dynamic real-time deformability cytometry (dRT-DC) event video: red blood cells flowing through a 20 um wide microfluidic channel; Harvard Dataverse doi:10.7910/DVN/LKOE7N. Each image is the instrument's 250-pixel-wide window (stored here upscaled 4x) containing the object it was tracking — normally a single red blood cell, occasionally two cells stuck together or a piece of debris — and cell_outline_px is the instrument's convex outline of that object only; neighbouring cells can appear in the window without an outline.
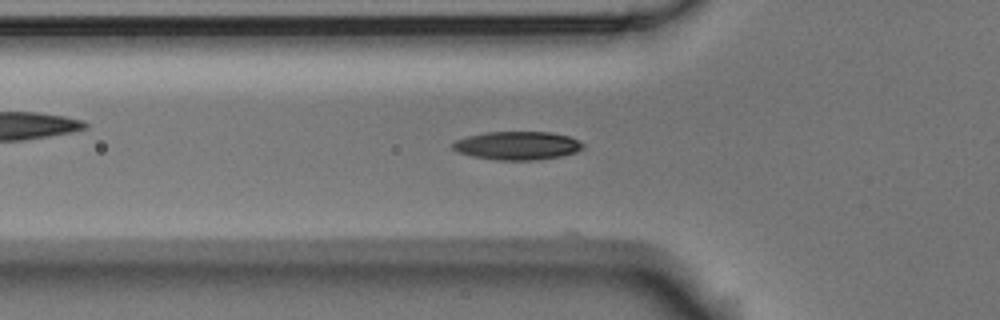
{"species": "Egyptian fruit bat (a non-hibernating species)", "species_latin": "Rousettus aegyptiacus", "temperature_condition": "room temperature", "stored_images_in_passage": 6, "camera_frame_rate_fps": 3000, "um_per_image_px": 0.085, "animal": {"sex": "male"}, "frame": {"image": 1, "passage_image": 5, "time_ms": 4.667, "image_size_px": [1000, 320], "cell_outline_px": [[584, 148], [576, 152], [560, 156], [532, 160], [500, 160], [472, 156], [456, 152], [452, 148], [452, 144], [456, 140], [468, 136], [488, 132], [552, 132], [568, 136], [584, 144]], "centroid_in_image_um": [43.96, 12.37], "position_along_channel_um": 81.8, "area_um2": 21.39}}
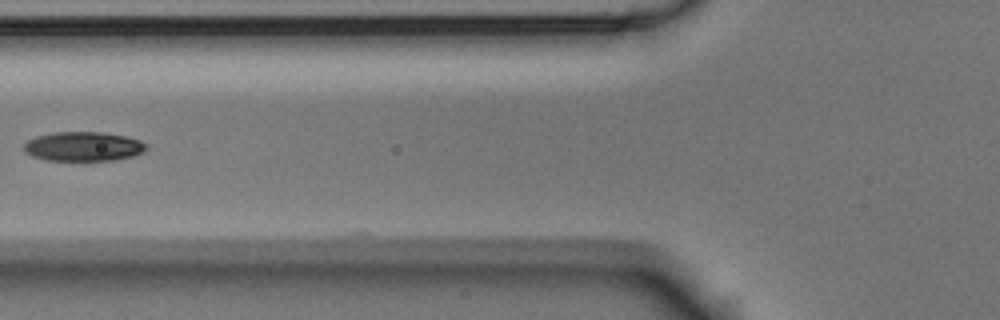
{"frame": {"image": 2, "passage_image": 6, "time_ms": 5.667, "image_size_px": [1000, 320], "cell_outline_px": [[148, 148], [144, 152], [132, 156], [116, 160], [88, 164], [48, 160], [32, 156], [24, 152], [24, 144], [28, 140], [36, 136], [56, 132], [104, 132], [124, 136], [140, 140], [148, 144]], "centroid_in_image_um": [7.11, 12.5], "position_along_channel_um": 118.7, "area_um2": 21.96}}